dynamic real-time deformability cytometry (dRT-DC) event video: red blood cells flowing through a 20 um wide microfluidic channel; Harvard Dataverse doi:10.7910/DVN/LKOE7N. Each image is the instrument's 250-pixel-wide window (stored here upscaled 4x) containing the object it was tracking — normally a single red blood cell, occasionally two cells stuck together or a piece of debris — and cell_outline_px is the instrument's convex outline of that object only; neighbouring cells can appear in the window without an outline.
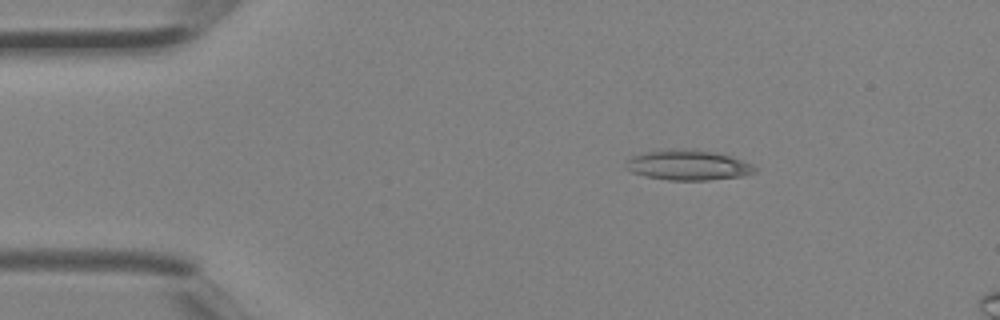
{"species": "Egyptian fruit bat (a non-hibernating species)", "species_latin": "Rousettus aegyptiacus", "temperature_condition": "room temperature", "stored_images_in_passage": 4, "camera_frame_rate_fps": 3000, "um_per_image_px": 0.085, "animal": {"sex": "female"}, "frame": {"image": 1, "passage_image": 4, "time_ms": 1.0, "image_size_px": [1000, 320], "cell_outline_px": [[756, 172], [744, 176], [708, 180], [668, 180], [644, 176], [632, 172], [624, 168], [624, 164], [632, 156], [644, 152], [672, 148], [692, 148], [716, 152], [752, 164], [756, 168]], "centroid_in_image_um": [58.45, 14.02], "position_along_channel_um": 26.6, "area_um2": 22.95}}